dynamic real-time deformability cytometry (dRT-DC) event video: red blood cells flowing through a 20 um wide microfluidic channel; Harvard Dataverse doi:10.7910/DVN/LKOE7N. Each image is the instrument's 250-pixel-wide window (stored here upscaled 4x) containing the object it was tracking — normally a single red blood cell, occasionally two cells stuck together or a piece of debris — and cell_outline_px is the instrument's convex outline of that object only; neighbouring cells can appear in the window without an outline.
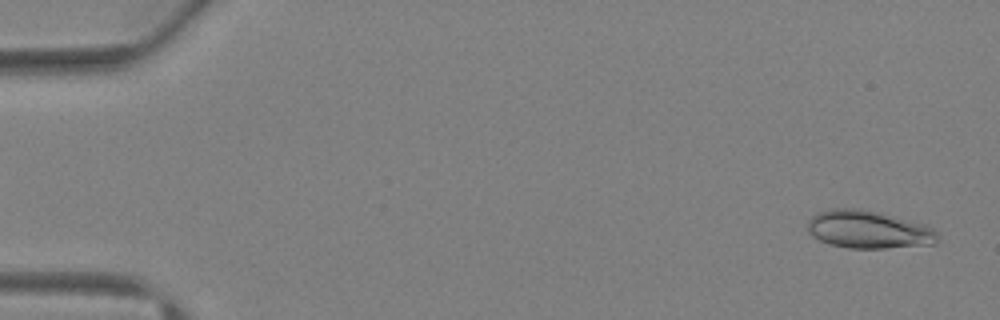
{"species": "Egyptian fruit bat (a non-hibernating species)", "species_latin": "Rousettus aegyptiacus", "temperature_condition": "warm", "stored_images_in_passage": 43, "camera_frame_rate_fps": 3000, "um_per_image_px": 0.085, "animal": {"sex": "female"}, "frame": {"image": 1, "passage_image": 2, "time_ms": 0.333, "image_size_px": [1000, 320], "cell_outline_px": [[940, 240], [936, 244], [884, 248], [848, 248], [828, 244], [812, 236], [808, 232], [808, 220], [812, 216], [820, 212], [832, 208], [860, 208], [924, 224], [932, 228], [940, 236]], "centroid_in_image_um": [73.82, 19.52], "position_along_channel_um": 11.2, "area_um2": 28.67}}
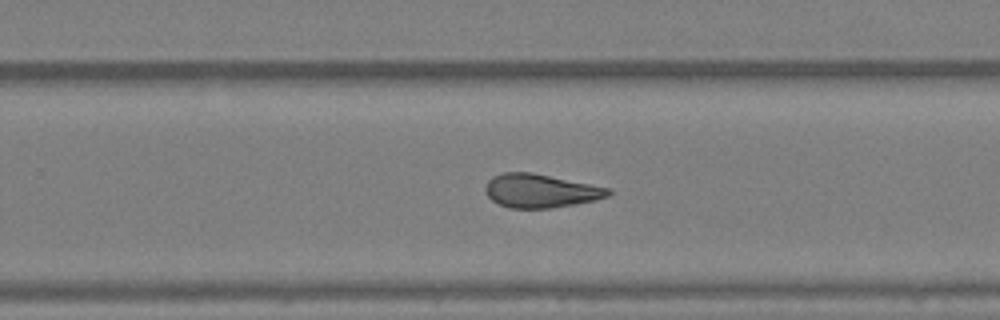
{"frame": {"image": 2, "passage_image": 28, "time_ms": 9.0, "image_size_px": [1000, 320], "cell_outline_px": [[612, 192], [608, 196], [596, 200], [552, 208], [508, 208], [492, 200], [488, 196], [484, 188], [488, 180], [492, 176], [504, 172], [532, 172], [612, 188]], "centroid_in_image_um": [45.96, 16.21], "position_along_channel_um": 283.8, "area_um2": 24.22}}
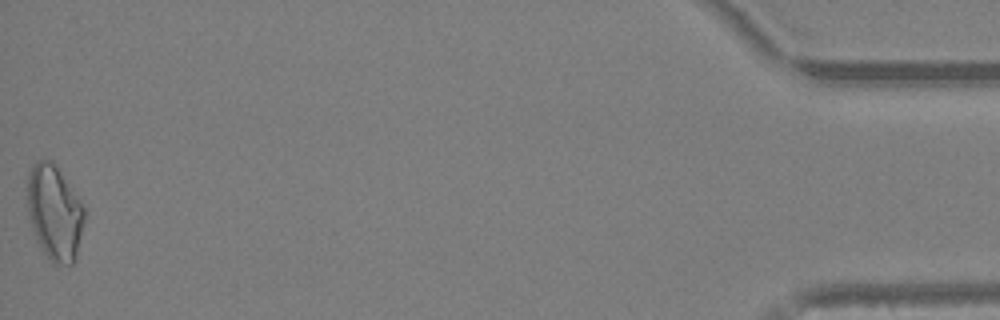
{"frame": {"image": 3, "passage_image": 43, "time_ms": 14.0, "image_size_px": [1000, 320], "cell_outline_px": [[84, 220], [76, 260], [72, 264], [56, 264], [44, 252], [36, 240], [32, 228], [28, 212], [28, 172], [32, 164], [36, 160], [52, 160], [56, 164], [80, 200], [84, 208]], "centroid_in_image_um": [4.64, 18.04], "position_along_channel_um": 430.6, "area_um2": 31.5}, "authors_computed_cell_mechanics": {"area_um2": 25.4898, "velocity_mm_per_s": 4.826, "shape_relaxation_time_tau1_ms": null, "shape_relaxation_time_tau2_ms": 1.9832, "deformation_change_tau1": null, "deformation_change_tau2": 0.108}}